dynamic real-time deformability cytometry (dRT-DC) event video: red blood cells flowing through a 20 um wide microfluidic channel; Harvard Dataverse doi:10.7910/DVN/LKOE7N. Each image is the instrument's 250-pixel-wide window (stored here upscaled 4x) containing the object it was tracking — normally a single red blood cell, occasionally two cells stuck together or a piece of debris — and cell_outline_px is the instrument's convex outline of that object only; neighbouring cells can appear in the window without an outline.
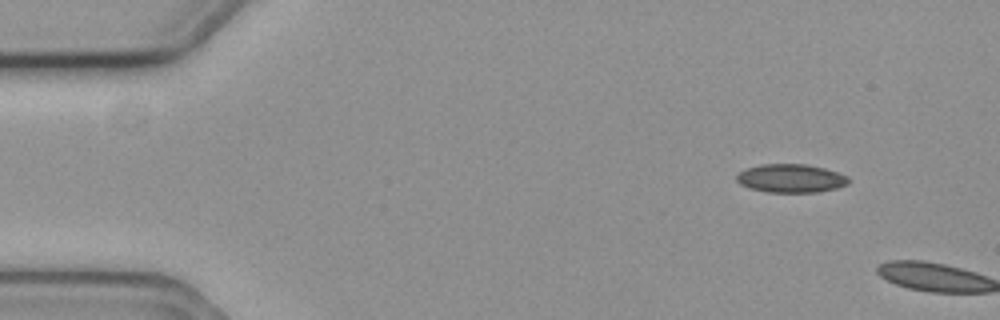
{"species": "common noctule bat (a hibernating species)", "species_latin": "Nyctalus noctula", "temperature_condition": "cold", "stored_images_in_passage": 2, "camera_frame_rate_fps": 3000, "um_per_image_px": 0.085, "animal": {"sex": "female", "body_mass_g": 19.3, "forearm_length_mm": 54.1}, "frame": {"image": 1, "passage_image": 1, "time_ms": 0.0, "image_size_px": [1000, 320], "cell_outline_px": [[848, 184], [836, 188], [816, 192], [768, 192], [748, 188], [740, 184], [736, 180], [736, 176], [744, 168], [760, 164], [808, 164], [824, 168], [848, 176]], "centroid_in_image_um": [67.18, 15.15], "position_along_channel_um": 17.8, "area_um2": 18.61}}